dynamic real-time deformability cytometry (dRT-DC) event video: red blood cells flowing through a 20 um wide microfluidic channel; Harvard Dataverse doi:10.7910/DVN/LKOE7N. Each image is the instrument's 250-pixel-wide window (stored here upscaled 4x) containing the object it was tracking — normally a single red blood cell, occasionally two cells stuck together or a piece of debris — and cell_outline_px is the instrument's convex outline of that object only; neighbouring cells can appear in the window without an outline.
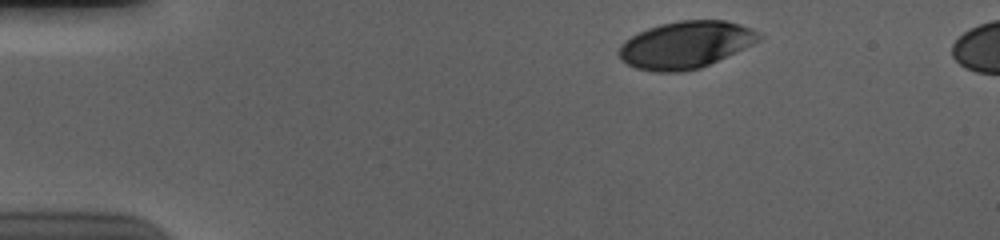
{"species": "human", "species_latin": "Homo sapiens", "temperature_condition": "cold", "stored_images_in_passage": 39, "camera_frame_rate_fps": 3000, "um_per_image_px": 0.085, "donor": {"sex": "male"}, "frame": {"image": 1, "passage_image": 1, "time_ms": 0.0, "image_size_px": [1000, 240], "cell_outline_px": [[760, 40], [744, 48], [700, 68], [680, 72], [656, 72], [636, 68], [620, 60], [616, 52], [620, 44], [624, 40], [648, 28], [660, 24], [680, 20], [724, 20], [740, 24], [752, 28], [760, 36]], "centroid_in_image_um": [58.22, 3.81], "position_along_channel_um": 26.8, "area_um2": 38.32}}
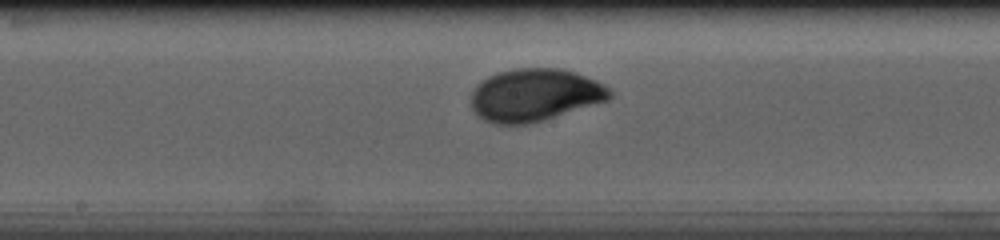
{"frame": {"image": 2, "passage_image": 22, "time_ms": 7.0, "image_size_px": [1000, 240], "cell_outline_px": [[616, 92], [608, 100], [528, 124], [496, 124], [484, 120], [472, 108], [472, 92], [476, 84], [480, 80], [496, 72], [516, 68], [560, 68], [576, 72], [596, 80], [604, 84]], "centroid_in_image_um": [45.47, 8.05], "position_along_channel_um": 202.7, "area_um2": 42.54}}
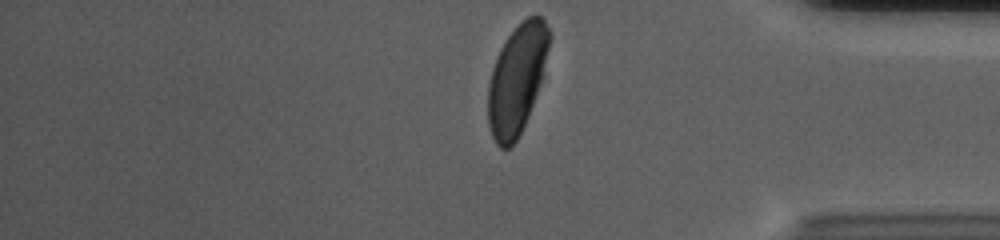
{"frame": {"image": 3, "passage_image": 39, "time_ms": 12.667, "image_size_px": [1000, 240], "cell_outline_px": [[552, 36], [544, 76], [524, 124], [512, 148], [500, 148], [496, 144], [492, 136], [488, 124], [488, 84], [492, 68], [500, 48], [508, 36], [528, 16], [540, 16], [544, 20], [552, 32]], "centroid_in_image_um": [43.96, 6.72], "position_along_channel_um": 391.2, "area_um2": 39.19}, "authors_computed_cell_mechanics": {"area_um2": 41.4426, "velocity_mm_per_s": 3.6617, "shape_relaxation_time_tau1_ms": 2.6335, "shape_relaxation_time_tau2_ms": null, "deformation_change_tau1": 0.1594, "deformation_change_tau2": null}}